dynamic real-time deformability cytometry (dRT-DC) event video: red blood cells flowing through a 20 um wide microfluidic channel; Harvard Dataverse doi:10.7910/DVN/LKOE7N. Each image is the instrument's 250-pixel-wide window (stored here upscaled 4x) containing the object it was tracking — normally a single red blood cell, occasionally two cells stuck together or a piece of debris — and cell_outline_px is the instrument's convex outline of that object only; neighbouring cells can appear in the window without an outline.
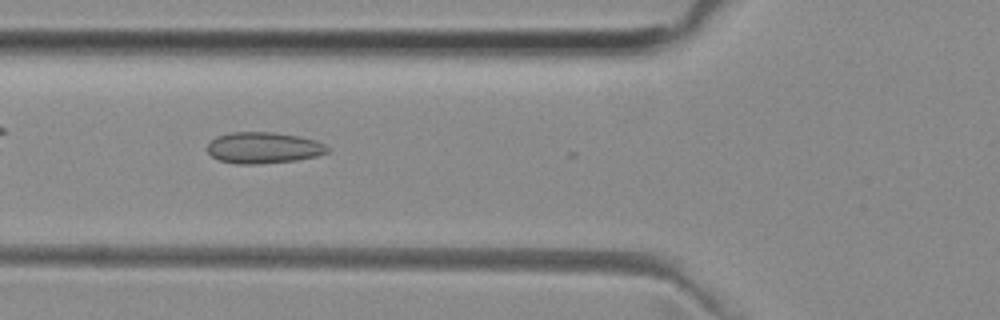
{"species": "common noctule bat (a hibernating species)", "species_latin": "Nyctalus noctula", "temperature_condition": "room temperature", "stored_images_in_passage": 14, "camera_frame_rate_fps": 3000, "um_per_image_px": 0.085, "animal": {"sex": "female", "body_mass_g": 29.2, "forearm_length_mm": 56.3}, "frame": {"image": 1, "passage_image": 6, "time_ms": 1.667, "image_size_px": [1000, 320], "cell_outline_px": [[328, 152], [316, 156], [296, 160], [256, 164], [236, 164], [220, 160], [212, 156], [208, 152], [208, 144], [216, 136], [232, 132], [272, 132], [296, 136], [316, 140], [324, 144], [328, 148]], "centroid_in_image_um": [22.38, 12.56], "position_along_channel_um": 103.4, "area_um2": 21.68}}